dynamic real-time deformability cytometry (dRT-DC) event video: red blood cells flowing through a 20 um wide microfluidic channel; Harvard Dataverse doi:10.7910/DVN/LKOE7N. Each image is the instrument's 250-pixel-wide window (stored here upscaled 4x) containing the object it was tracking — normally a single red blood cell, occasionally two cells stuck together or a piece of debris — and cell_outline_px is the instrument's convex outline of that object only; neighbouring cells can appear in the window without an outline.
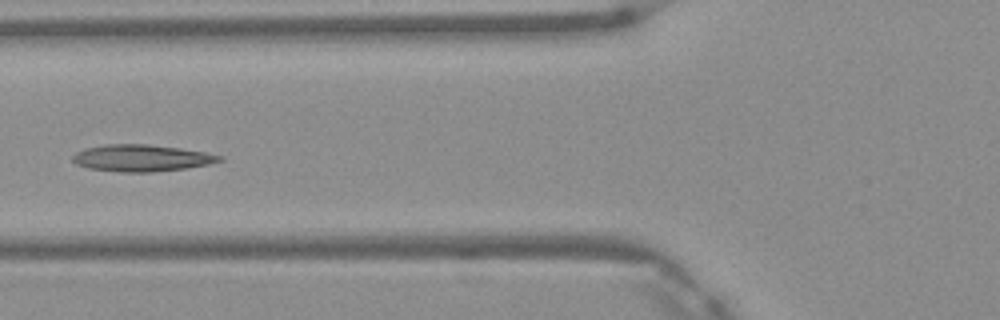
{"species": "Egyptian fruit bat (a non-hibernating species)", "species_latin": "Rousettus aegyptiacus", "temperature_condition": "warm", "stored_images_in_passage": 5, "camera_frame_rate_fps": 3000, "um_per_image_px": 0.085, "frame": {"image": 1, "passage_image": 5, "time_ms": 1.333, "image_size_px": [1000, 320], "cell_outline_px": [[224, 160], [208, 164], [188, 168], [152, 172], [120, 172], [88, 168], [76, 164], [72, 160], [72, 156], [76, 152], [84, 148], [104, 144], [148, 144], [180, 148], [204, 152], [224, 156]], "centroid_in_image_um": [12.02, 13.43], "position_along_channel_um": 113.8, "area_um2": 23.06}}